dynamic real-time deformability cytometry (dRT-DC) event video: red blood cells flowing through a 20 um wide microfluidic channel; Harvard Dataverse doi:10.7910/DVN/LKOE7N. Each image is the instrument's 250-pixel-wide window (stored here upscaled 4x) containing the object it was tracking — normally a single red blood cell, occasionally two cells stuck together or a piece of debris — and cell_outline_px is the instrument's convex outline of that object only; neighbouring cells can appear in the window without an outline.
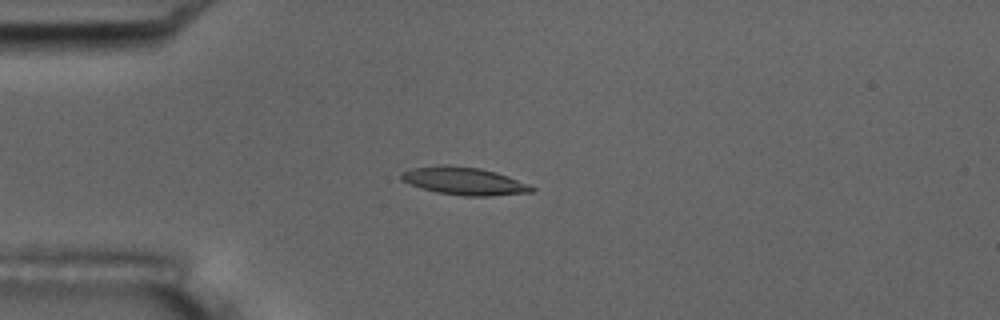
{"species": "common noctule bat (a hibernating species)", "species_latin": "Nyctalus noctula", "temperature_condition": "room temperature", "stored_images_in_passage": 7, "camera_frame_rate_fps": 3000, "um_per_image_px": 0.085, "animal": {"sex": "male", "body_mass_g": 17.5, "forearm_length_mm": 52.3}, "frame": {"image": 1, "passage_image": 3, "time_ms": 3.333, "image_size_px": [1000, 320], "cell_outline_px": [[536, 188], [532, 192], [492, 196], [464, 196], [436, 192], [400, 180], [400, 172], [412, 168], [440, 164], [448, 164], [480, 168], [496, 172], [508, 176], [528, 184]], "centroid_in_image_um": [39.44, 15.37], "position_along_channel_um": 45.6, "area_um2": 21.15}}
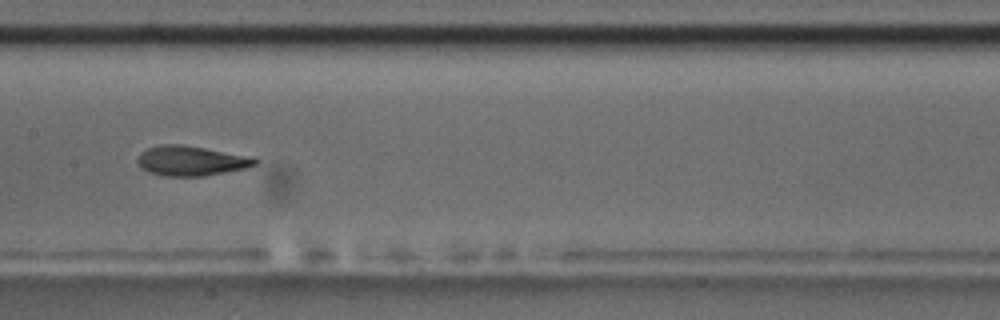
{"frame": {"image": 2, "passage_image": 7, "time_ms": 8.0, "image_size_px": [1000, 320], "cell_outline_px": [[260, 160], [256, 164], [244, 168], [204, 176], [164, 176], [148, 172], [140, 168], [136, 160], [140, 152], [148, 148], [160, 144], [184, 144], [244, 156]], "centroid_in_image_um": [16.14, 13.67], "position_along_channel_um": 191.3, "area_um2": 20.23}}